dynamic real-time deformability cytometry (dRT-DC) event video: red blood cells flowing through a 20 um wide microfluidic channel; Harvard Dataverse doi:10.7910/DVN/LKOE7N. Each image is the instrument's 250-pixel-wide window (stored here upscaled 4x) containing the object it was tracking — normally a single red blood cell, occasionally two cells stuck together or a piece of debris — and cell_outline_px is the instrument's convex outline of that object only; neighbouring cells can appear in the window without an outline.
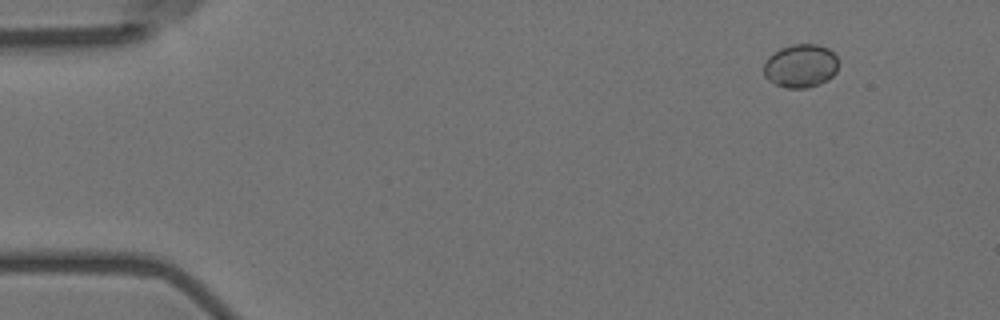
{"species": "Egyptian fruit bat (a non-hibernating species)", "species_latin": "Rousettus aegyptiacus", "temperature_condition": "room temperature", "stored_images_in_passage": 13, "camera_frame_rate_fps": 3000, "um_per_image_px": 0.085, "animal": {"sex": "female"}, "frame": {"image": 1, "passage_image": 1, "time_ms": 0.0, "image_size_px": [1000, 320], "cell_outline_px": [[836, 72], [828, 80], [820, 84], [808, 88], [788, 88], [776, 84], [768, 80], [764, 76], [764, 64], [768, 56], [780, 48], [792, 44], [816, 44], [828, 48], [836, 56]], "centroid_in_image_um": [68.03, 5.6], "position_along_channel_um": 17.0, "area_um2": 18.9}}
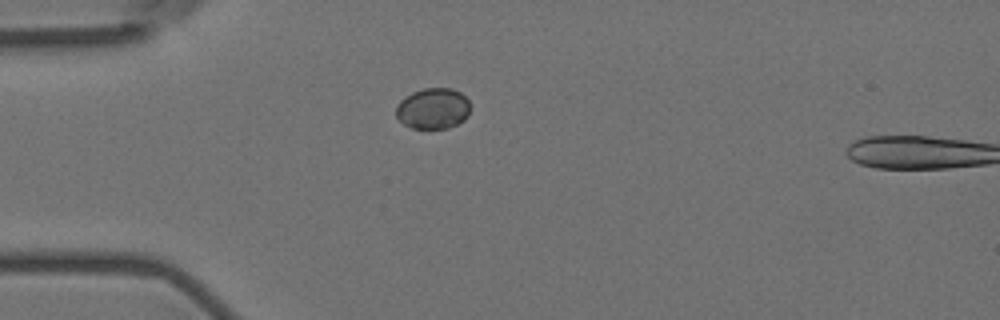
{"frame": {"image": 2, "passage_image": 11, "time_ms": 3.333, "image_size_px": [1000, 320], "cell_outline_px": [[468, 116], [464, 120], [448, 128], [412, 128], [404, 124], [396, 116], [396, 108], [400, 100], [404, 96], [412, 92], [424, 88], [452, 88], [460, 92], [468, 100]], "centroid_in_image_um": [36.79, 9.21], "position_along_channel_um": 48.2, "area_um2": 17.63}}